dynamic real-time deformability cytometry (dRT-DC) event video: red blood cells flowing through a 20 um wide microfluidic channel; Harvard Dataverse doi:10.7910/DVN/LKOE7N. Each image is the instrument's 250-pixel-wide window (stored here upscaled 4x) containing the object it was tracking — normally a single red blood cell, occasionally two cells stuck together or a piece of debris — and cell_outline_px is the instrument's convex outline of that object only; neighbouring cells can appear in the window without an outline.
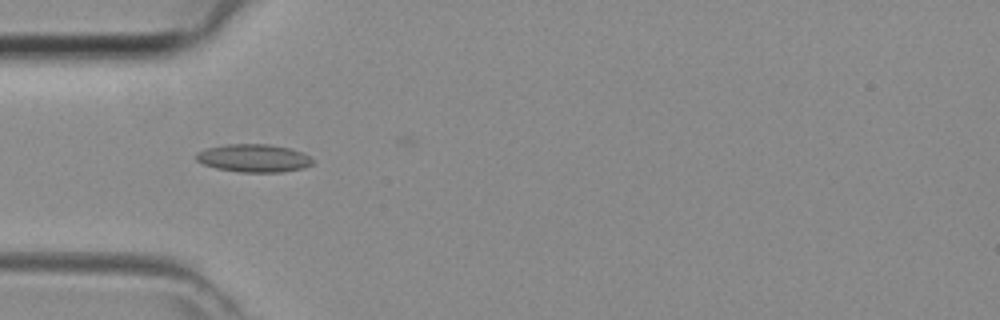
{"species": "common noctule bat (a hibernating species)", "species_latin": "Nyctalus noctula", "temperature_condition": "room temperature", "stored_images_in_passage": 32, "camera_frame_rate_fps": 3000, "um_per_image_px": 0.085, "animal": {"sex": "female", "body_mass_g": 29.2, "forearm_length_mm": 56.3}, "frame": {"image": 1, "passage_image": 3, "time_ms": 0.667, "image_size_px": [1000, 320], "cell_outline_px": [[312, 164], [304, 168], [280, 172], [240, 172], [216, 168], [204, 164], [196, 160], [196, 152], [208, 148], [228, 144], [268, 144], [292, 148], [308, 156], [312, 160]], "centroid_in_image_um": [21.56, 13.44], "position_along_channel_um": 63.4, "area_um2": 18.84}}
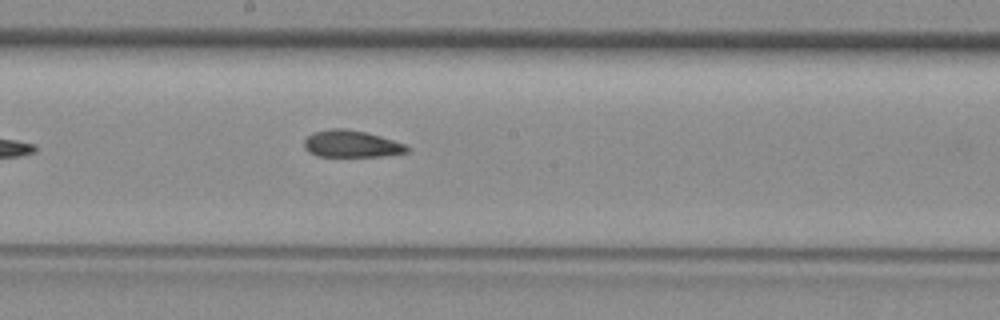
{"frame": {"image": 2, "passage_image": 13, "time_ms": 4.0, "image_size_px": [1000, 320], "cell_outline_px": [[412, 148], [408, 152], [384, 156], [316, 156], [308, 152], [304, 148], [304, 140], [312, 132], [328, 128], [344, 128], [364, 132], [380, 136], [404, 144]], "centroid_in_image_um": [29.84, 12.23], "position_along_channel_um": 218.4, "area_um2": 16.24}}
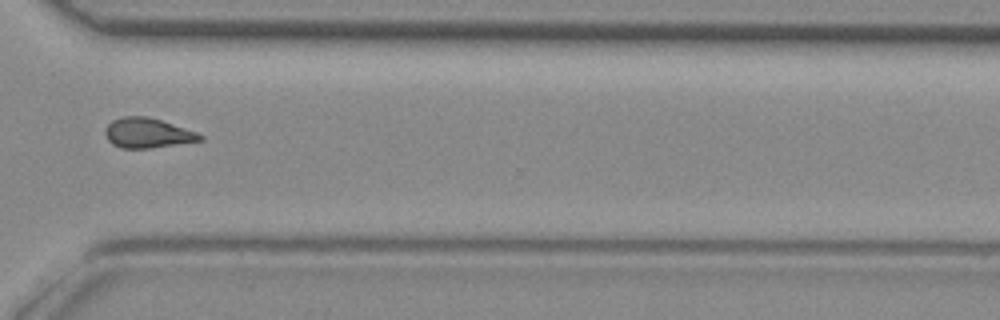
{"frame": {"image": 3, "passage_image": 22, "time_ms": 7.0, "image_size_px": [1000, 320], "cell_outline_px": [[204, 140], [148, 148], [120, 148], [112, 144], [108, 140], [104, 132], [104, 128], [112, 120], [124, 116], [148, 116], [196, 132], [204, 136]], "centroid_in_image_um": [12.5, 11.3], "position_along_channel_um": 358.1, "area_um2": 16.42}}